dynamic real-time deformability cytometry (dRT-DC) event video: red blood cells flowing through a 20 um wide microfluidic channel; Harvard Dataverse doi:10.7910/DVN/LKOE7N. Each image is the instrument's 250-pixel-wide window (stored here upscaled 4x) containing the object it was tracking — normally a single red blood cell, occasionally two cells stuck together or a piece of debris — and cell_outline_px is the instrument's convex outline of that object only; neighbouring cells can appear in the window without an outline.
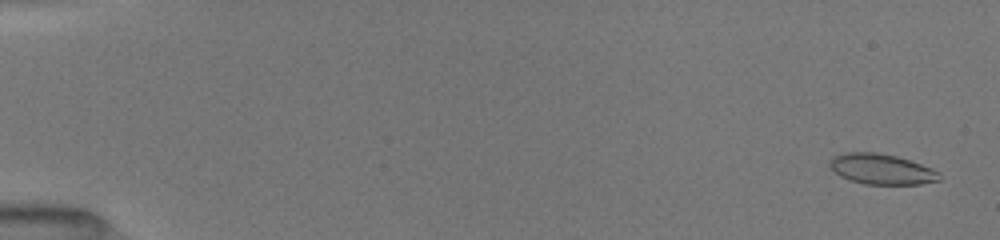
{"species": "common noctule bat (a hibernating species)", "species_latin": "Nyctalus noctula", "temperature_condition": "room temperature", "stored_images_in_passage": 14, "camera_frame_rate_fps": 3000, "um_per_image_px": 0.085, "animal": {"sex": "female", "body_mass_g": 19.5, "forearm_length_mm": 54.1}, "frame": {"image": 1, "passage_image": 2, "time_ms": 0.333, "image_size_px": [1000, 240], "cell_outline_px": [[940, 180], [920, 184], [864, 184], [848, 180], [840, 176], [828, 164], [828, 160], [832, 156], [844, 152], [876, 152], [896, 156], [932, 168], [940, 172]], "centroid_in_image_um": [74.89, 14.37], "position_along_channel_um": 10.1, "area_um2": 19.54}}
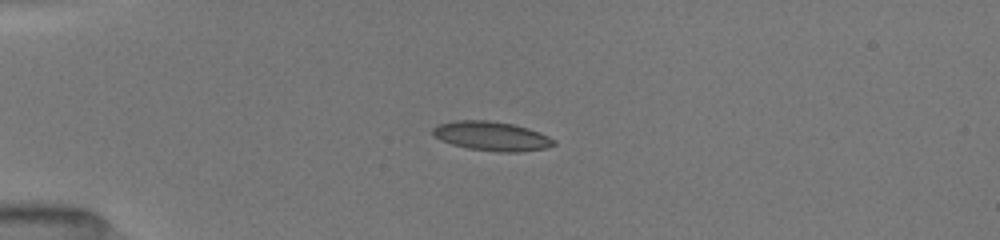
{"frame": {"image": 2, "passage_image": 11, "time_ms": 4.333, "image_size_px": [1000, 240], "cell_outline_px": [[556, 144], [548, 148], [516, 152], [500, 152], [468, 148], [452, 144], [440, 140], [432, 136], [432, 128], [440, 124], [456, 120], [488, 120], [512, 124], [528, 128], [548, 136], [556, 140]], "centroid_in_image_um": [41.79, 11.57], "position_along_channel_um": 43.2, "area_um2": 20.63}}
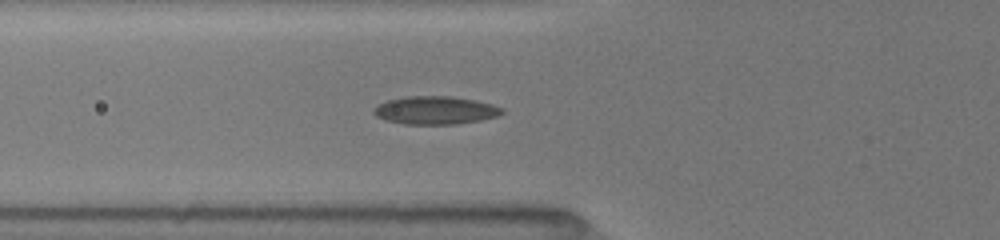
{"frame": {"image": 3, "passage_image": 14, "time_ms": 6.333, "image_size_px": [1000, 240], "cell_outline_px": [[504, 112], [496, 116], [480, 120], [456, 124], [404, 124], [384, 120], [376, 116], [372, 112], [372, 108], [388, 100], [404, 96], [452, 96], [476, 100], [492, 104], [504, 108]], "centroid_in_image_um": [36.99, 9.37], "position_along_channel_um": 88.8, "area_um2": 21.1}}